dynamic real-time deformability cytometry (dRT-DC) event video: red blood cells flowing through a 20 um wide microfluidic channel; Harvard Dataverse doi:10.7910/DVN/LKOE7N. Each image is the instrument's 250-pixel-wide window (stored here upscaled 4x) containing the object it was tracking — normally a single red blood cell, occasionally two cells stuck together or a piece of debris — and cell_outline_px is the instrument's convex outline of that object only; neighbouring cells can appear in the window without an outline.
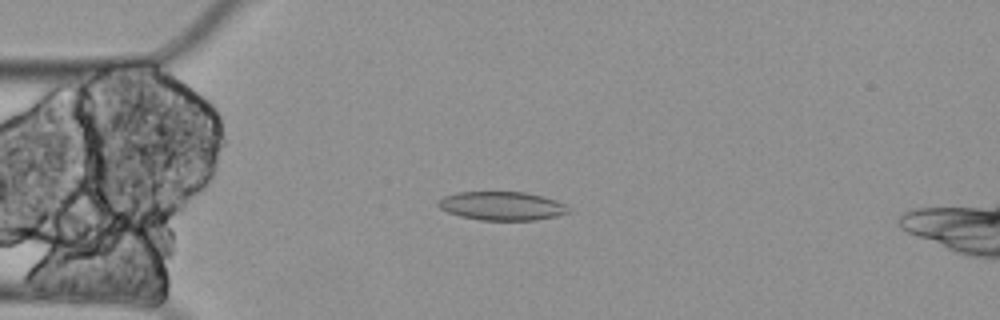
{"species": "Egyptian fruit bat (a non-hibernating species)", "species_latin": "Rousettus aegyptiacus", "temperature_condition": "cold", "stored_images_in_passage": 7, "segment_of_instrument_passage": [1, 2], "camera_frame_rate_fps": 3000, "um_per_image_px": 0.085, "animal": {"sex": "female"}, "frame": {"image": 1, "passage_image": 4, "time_ms": 1.0, "image_size_px": [1000, 320], "cell_outline_px": [[572, 212], [556, 216], [536, 220], [480, 220], [460, 216], [448, 212], [440, 208], [436, 204], [444, 196], [456, 192], [524, 192], [544, 196], [556, 200], [564, 204]], "centroid_in_image_um": [42.67, 17.5], "position_along_channel_um": 42.3, "area_um2": 21.79}}